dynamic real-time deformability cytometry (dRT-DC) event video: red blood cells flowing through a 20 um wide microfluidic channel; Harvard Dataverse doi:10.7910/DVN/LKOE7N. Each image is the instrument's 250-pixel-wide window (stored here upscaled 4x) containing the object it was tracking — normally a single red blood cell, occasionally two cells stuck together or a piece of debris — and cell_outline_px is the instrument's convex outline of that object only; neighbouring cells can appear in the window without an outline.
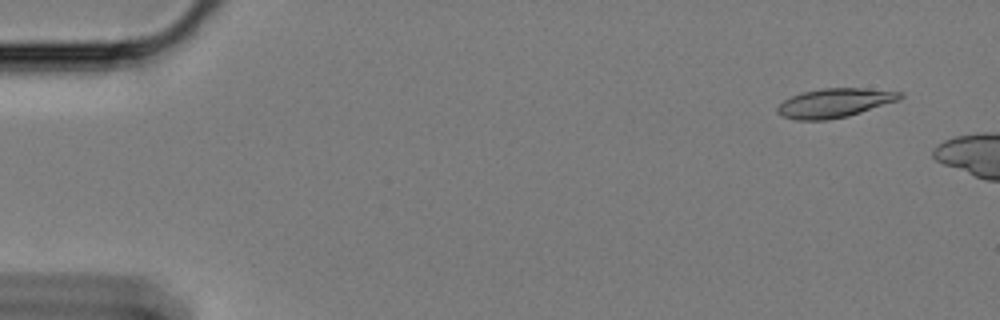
{"species": "Egyptian fruit bat (a non-hibernating species)", "species_latin": "Rousettus aegyptiacus", "temperature_condition": "cold", "stored_images_in_passage": 12, "camera_frame_rate_fps": 3000, "um_per_image_px": 0.085, "animal": {"sex": "female"}, "frame": {"image": 1, "passage_image": 4, "time_ms": 1.0, "image_size_px": [1000, 320], "cell_outline_px": [[904, 96], [900, 100], [848, 116], [828, 120], [796, 120], [784, 116], [776, 112], [776, 108], [784, 100], [792, 96], [804, 92], [820, 88], [864, 88], [900, 92]], "centroid_in_image_um": [70.95, 8.75], "position_along_channel_um": 14.1, "area_um2": 20.69}}